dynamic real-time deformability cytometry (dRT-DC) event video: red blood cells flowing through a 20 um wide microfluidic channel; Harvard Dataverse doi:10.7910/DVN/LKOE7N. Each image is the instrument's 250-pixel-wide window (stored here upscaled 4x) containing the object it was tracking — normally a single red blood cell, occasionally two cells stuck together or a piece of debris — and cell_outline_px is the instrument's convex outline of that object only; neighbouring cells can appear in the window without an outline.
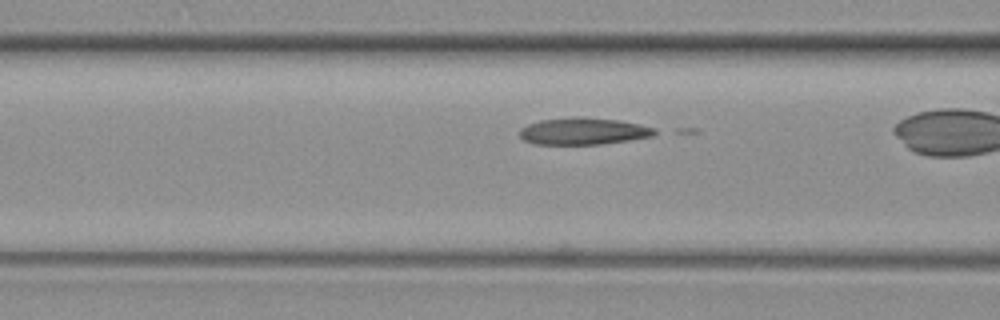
{"species": "common noctule bat (a hibernating species)", "species_latin": "Nyctalus noctula", "temperature_condition": "warm", "stored_images_in_passage": 31, "camera_frame_rate_fps": 3000, "um_per_image_px": 0.085, "animal": {"sex": "female", "body_mass_g": 19.3, "forearm_length_mm": 54.1}, "frame": {"image": 1, "passage_image": 8, "time_ms": 2.333, "image_size_px": [1000, 320], "cell_outline_px": [[664, 132], [656, 136], [600, 144], [536, 144], [524, 140], [520, 136], [520, 128], [528, 124], [540, 120], [572, 116], [580, 116], [620, 120], [640, 124], [656, 128]], "centroid_in_image_um": [49.68, 11.14], "position_along_channel_um": 116.9, "area_um2": 21.62}}